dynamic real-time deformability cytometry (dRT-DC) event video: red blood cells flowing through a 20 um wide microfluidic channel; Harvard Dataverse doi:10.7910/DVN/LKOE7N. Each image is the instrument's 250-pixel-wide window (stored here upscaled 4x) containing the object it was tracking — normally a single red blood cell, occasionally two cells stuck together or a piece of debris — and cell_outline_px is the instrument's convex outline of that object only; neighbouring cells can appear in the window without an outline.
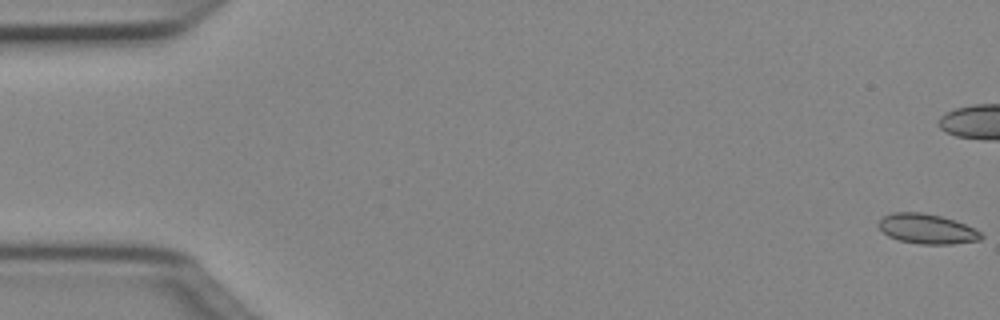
{"species": "Egyptian fruit bat (a non-hibernating species)", "species_latin": "Rousettus aegyptiacus", "temperature_condition": "cold", "stored_images_in_passage": 52, "camera_frame_rate_fps": 3000, "um_per_image_px": 0.085, "animal": {"sex": "female"}, "frame": {"image": 1, "passage_image": 1, "time_ms": 0.0, "image_size_px": [1000, 320], "cell_outline_px": [[984, 236], [980, 240], [952, 244], [920, 244], [900, 240], [888, 236], [880, 228], [880, 220], [884, 216], [892, 212], [920, 212], [940, 216], [964, 224], [980, 232]], "centroid_in_image_um": [78.8, 19.46], "position_along_channel_um": 6.2, "area_um2": 17.51}}
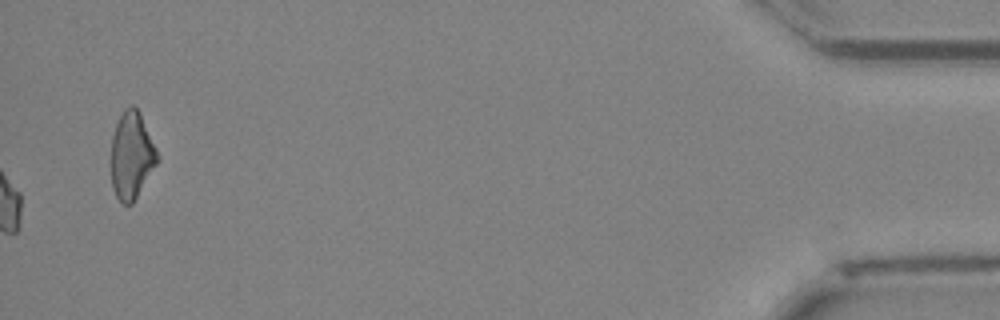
{"frame": {"image": 2, "passage_image": 52, "time_ms": 17.0, "image_size_px": [1000, 320], "cell_outline_px": [[160, 160], [132, 204], [124, 204], [116, 196], [112, 188], [112, 136], [116, 124], [124, 108], [132, 104], [140, 112], [160, 156]], "centroid_in_image_um": [11.21, 13.2], "position_along_channel_um": 424.0, "area_um2": 23.52}, "authors_computed_cell_mechanics": {"area_um2": 17.1955, "velocity_mm_per_s": 4.024, "shape_relaxation_time_tau1_ms": null, "shape_relaxation_time_tau2_ms": 5.0003, "deformation_change_tau1": null, "deformation_change_tau2": 0.0799}}